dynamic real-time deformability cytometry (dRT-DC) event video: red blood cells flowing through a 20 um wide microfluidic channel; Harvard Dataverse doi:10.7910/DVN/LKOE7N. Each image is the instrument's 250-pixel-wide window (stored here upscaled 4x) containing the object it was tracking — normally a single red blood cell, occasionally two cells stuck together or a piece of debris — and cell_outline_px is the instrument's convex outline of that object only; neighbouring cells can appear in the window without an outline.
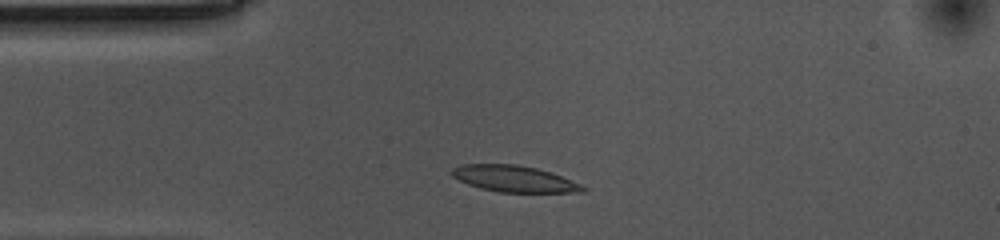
{"species": "common noctule bat (a hibernating species)", "species_latin": "Nyctalus noctula", "temperature_condition": "cold", "stored_images_in_passage": 32, "camera_frame_rate_fps": 3000, "um_per_image_px": 0.085, "animal": {"sex": "female", "body_mass_g": 10.0, "forearm_length_mm": 53.1}, "frame": {"image": 1, "passage_image": 1, "time_ms": 0.0, "image_size_px": [1000, 240], "cell_outline_px": [[588, 188], [584, 192], [500, 192], [480, 188], [468, 184], [452, 176], [452, 168], [460, 164], [516, 164], [536, 168], [552, 172], [580, 184]], "centroid_in_image_um": [43.71, 15.19], "position_along_channel_um": 41.3, "area_um2": 20.06}}
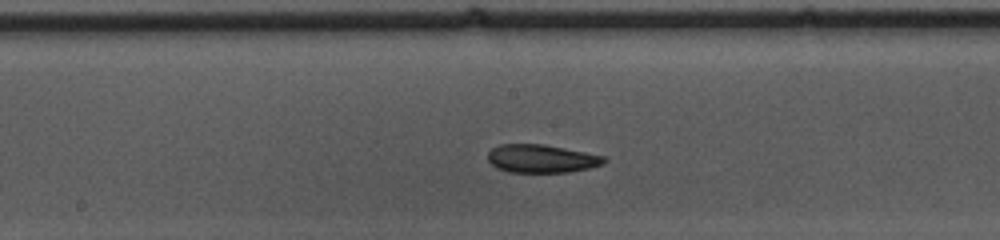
{"frame": {"image": 2, "passage_image": 16, "time_ms": 5.0, "image_size_px": [1000, 240], "cell_outline_px": [[608, 160], [604, 164], [588, 168], [568, 172], [508, 172], [496, 168], [488, 160], [488, 152], [492, 148], [500, 144], [544, 144], [604, 156]], "centroid_in_image_um": [46.02, 13.48], "position_along_channel_um": 202.2, "area_um2": 19.07}}
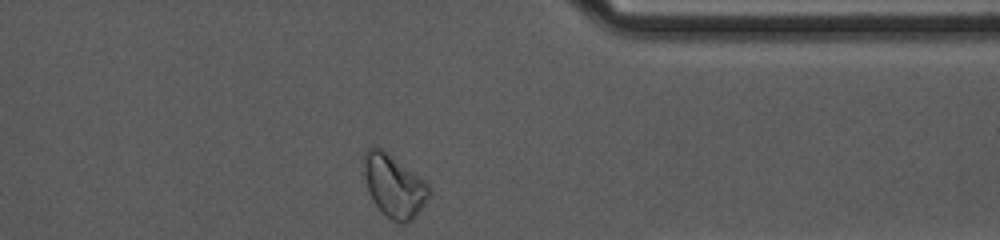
{"frame": {"image": 3, "passage_image": 32, "time_ms": 10.333, "image_size_px": [1000, 240], "cell_outline_px": [[432, 192], [416, 216], [404, 224], [400, 224], [392, 220], [372, 200], [368, 192], [360, 160], [364, 152], [368, 148], [380, 148], [424, 180], [428, 184]], "centroid_in_image_um": [33.46, 15.79], "position_along_channel_um": 377.9, "area_um2": 23.64}, "authors_computed_cell_mechanics": {"area_um2": 19.6231, "velocity_mm_per_s": 3.5249, "shape_relaxation_time_tau1_ms": null, "shape_relaxation_time_tau2_ms": 7.5328, "deformation_change_tau1": null, "deformation_change_tau2": 0.1476}}